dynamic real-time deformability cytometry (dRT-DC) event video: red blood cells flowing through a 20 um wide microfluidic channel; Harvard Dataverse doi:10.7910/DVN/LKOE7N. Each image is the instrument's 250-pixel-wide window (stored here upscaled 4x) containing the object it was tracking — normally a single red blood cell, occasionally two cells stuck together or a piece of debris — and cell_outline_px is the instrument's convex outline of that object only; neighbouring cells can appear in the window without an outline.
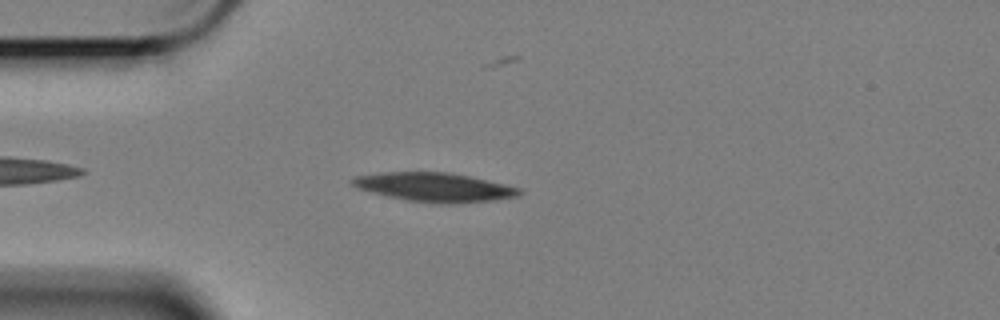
{"species": "Egyptian fruit bat (a non-hibernating species)", "species_latin": "Rousettus aegyptiacus", "temperature_condition": "cold", "stored_images_in_passage": 45, "camera_frame_rate_fps": 3000, "um_per_image_px": 0.085, "animal": {"sex": "female"}, "frame": {"image": 1, "passage_image": 5, "time_ms": 1.333, "image_size_px": [1000, 320], "cell_outline_px": [[524, 192], [516, 196], [496, 200], [452, 204], [440, 204], [408, 200], [388, 196], [360, 188], [352, 184], [348, 180], [356, 176], [380, 172], [448, 172], [468, 176], [504, 184], [520, 188]], "centroid_in_image_um": [36.95, 15.91], "position_along_channel_um": 48.1, "area_um2": 27.98}}
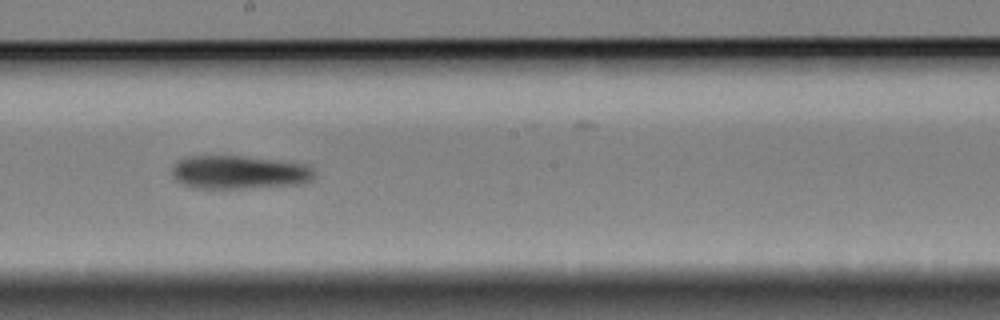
{"frame": {"image": 2, "passage_image": 22, "time_ms": 7.0, "image_size_px": [1000, 320], "cell_outline_px": [[312, 180], [296, 184], [244, 188], [192, 188], [180, 184], [172, 176], [172, 168], [180, 160], [188, 156], [244, 156], [304, 164], [312, 168]], "centroid_in_image_um": [20.25, 14.65], "position_along_channel_um": 228.0, "area_um2": 27.4}}
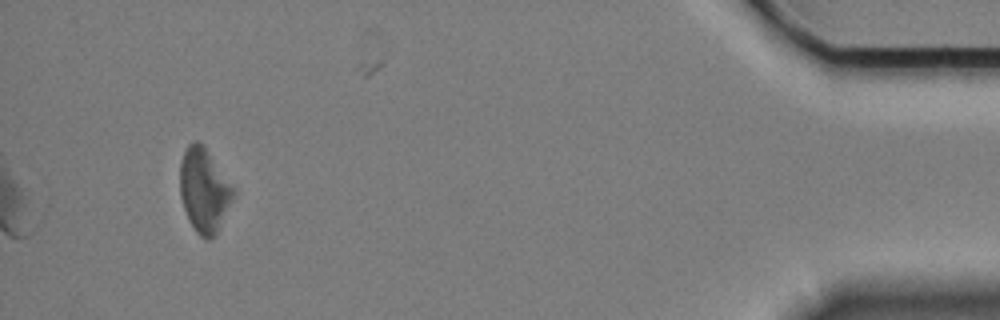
{"frame": {"image": 3, "passage_image": 45, "time_ms": 14.667, "image_size_px": [1000, 320], "cell_outline_px": [[236, 192], [216, 232], [208, 240], [200, 236], [196, 232], [188, 220], [180, 196], [180, 160], [188, 144], [192, 140], [196, 140], [204, 148], [236, 188]], "centroid_in_image_um": [17.33, 16.17], "position_along_channel_um": 417.9, "area_um2": 25.78}, "authors_computed_cell_mechanics": {"area_um2": 27.5706, "velocity_mm_per_s": 3.3846, "shape_relaxation_time_tau1_ms": 4.0055, "shape_relaxation_time_tau2_ms": null, "deformation_change_tau1": 0.1206, "deformation_change_tau2": null}}